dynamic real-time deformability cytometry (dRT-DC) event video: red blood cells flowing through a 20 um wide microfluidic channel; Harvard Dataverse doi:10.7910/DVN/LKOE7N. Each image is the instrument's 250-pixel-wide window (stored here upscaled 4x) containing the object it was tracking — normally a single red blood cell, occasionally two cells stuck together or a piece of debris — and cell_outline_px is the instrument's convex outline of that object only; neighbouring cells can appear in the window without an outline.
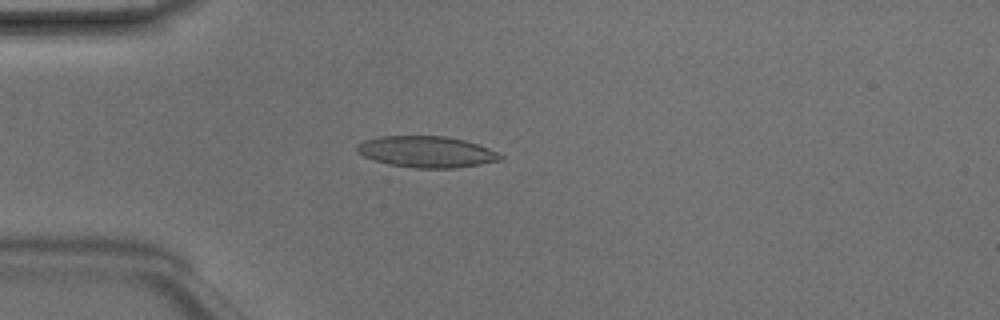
{"species": "Egyptian fruit bat (a non-hibernating species)", "species_latin": "Rousettus aegyptiacus", "temperature_condition": "room temperature", "stored_images_in_passage": 43, "camera_frame_rate_fps": 3000, "um_per_image_px": 0.085, "animal": {"sex": "male"}, "frame": {"image": 1, "passage_image": 8, "time_ms": 2.333, "image_size_px": [1000, 320], "cell_outline_px": [[504, 160], [456, 168], [416, 168], [388, 164], [364, 156], [356, 152], [356, 144], [364, 140], [380, 136], [444, 136], [464, 140], [488, 148], [504, 156]], "centroid_in_image_um": [36.25, 12.9], "position_along_channel_um": 48.7, "area_um2": 26.13}}
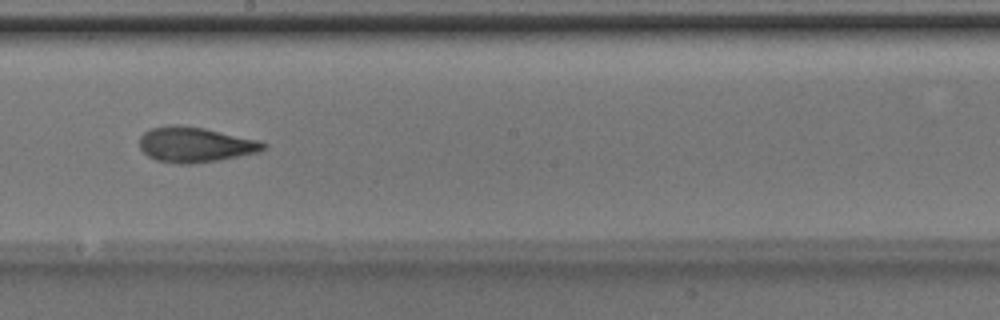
{"frame": {"image": 2, "passage_image": 22, "time_ms": 7.0, "image_size_px": [1000, 320], "cell_outline_px": [[268, 148], [260, 152], [216, 160], [192, 164], [176, 164], [156, 160], [148, 156], [140, 148], [140, 136], [144, 132], [152, 128], [176, 124], [204, 128], [260, 140], [268, 144]], "centroid_in_image_um": [16.62, 12.29], "position_along_channel_um": 231.6, "area_um2": 25.49}}
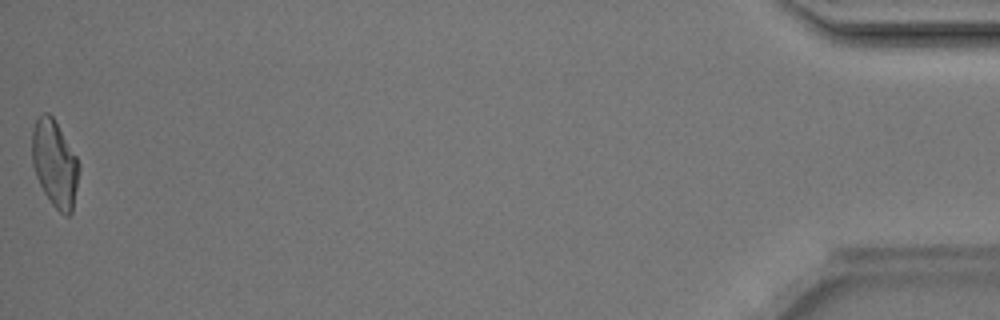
{"frame": {"image": 3, "passage_image": 43, "time_ms": 14.0, "image_size_px": [1000, 320], "cell_outline_px": [[80, 168], [72, 212], [68, 216], [64, 216], [52, 204], [44, 192], [36, 176], [32, 164], [32, 128], [36, 120], [44, 112], [48, 112], [52, 116], [76, 156], [80, 164]], "centroid_in_image_um": [4.65, 13.92], "position_along_channel_um": 430.5, "area_um2": 23.58}, "authors_computed_cell_mechanics": {"area_um2": 24.565, "velocity_mm_per_s": 4.2161, "shape_relaxation_time_tau1_ms": 4.9091, "shape_relaxation_time_tau2_ms": 2.3254, "deformation_change_tau1": 0.183, "deformation_change_tau2": 0.1004}}